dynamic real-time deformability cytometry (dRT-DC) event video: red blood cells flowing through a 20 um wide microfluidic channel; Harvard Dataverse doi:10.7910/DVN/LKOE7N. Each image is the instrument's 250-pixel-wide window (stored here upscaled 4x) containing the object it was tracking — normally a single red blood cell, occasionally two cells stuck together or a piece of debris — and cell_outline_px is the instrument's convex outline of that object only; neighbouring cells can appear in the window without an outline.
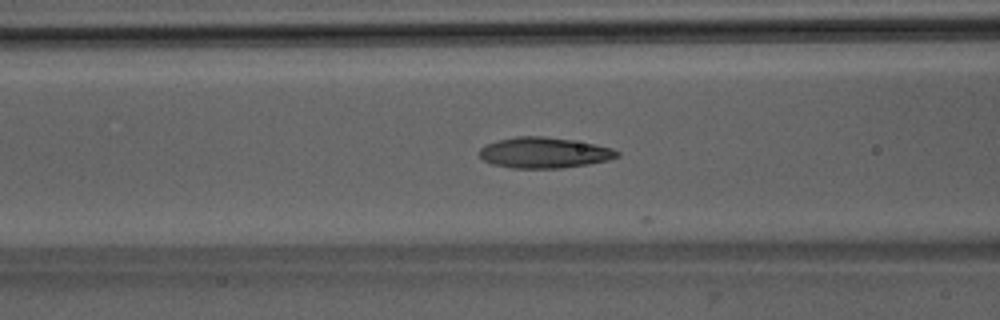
{"species": "Egyptian fruit bat (a non-hibernating species)", "species_latin": "Rousettus aegyptiacus", "temperature_condition": "room temperature", "stored_images_in_passage": 12, "camera_frame_rate_fps": 3000, "um_per_image_px": 0.085, "animal": {"sex": "male"}, "frame": {"image": 1, "passage_image": 5, "time_ms": 1.333, "image_size_px": [1000, 320], "cell_outline_px": [[620, 156], [608, 160], [588, 164], [560, 168], [512, 168], [492, 164], [484, 160], [480, 156], [480, 148], [496, 140], [516, 136], [544, 136], [572, 140], [612, 148], [620, 152]], "centroid_in_image_um": [46.25, 12.98], "position_along_channel_um": 120.4, "area_um2": 24.57}}